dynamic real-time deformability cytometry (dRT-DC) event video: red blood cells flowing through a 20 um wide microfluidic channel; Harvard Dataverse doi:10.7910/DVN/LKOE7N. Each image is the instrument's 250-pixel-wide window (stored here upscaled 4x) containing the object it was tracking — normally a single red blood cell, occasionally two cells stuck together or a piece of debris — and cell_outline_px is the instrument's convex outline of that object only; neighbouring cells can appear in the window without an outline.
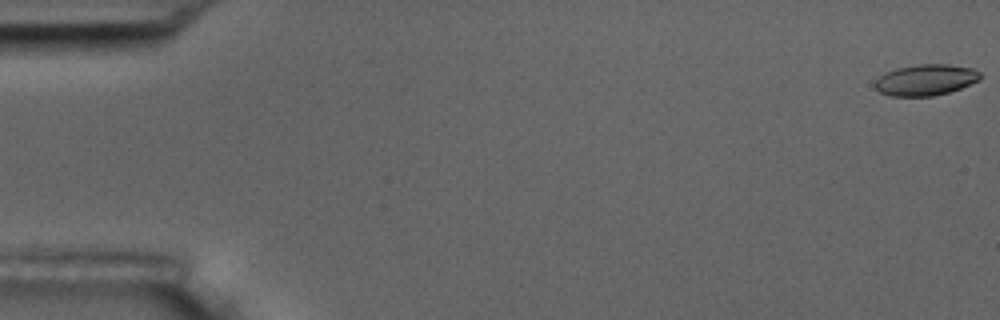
{"species": "common noctule bat (a hibernating species)", "species_latin": "Nyctalus noctula", "temperature_condition": "room temperature", "stored_images_in_passage": 5, "camera_frame_rate_fps": 3000, "um_per_image_px": 0.085, "animal": {"sex": "male", "body_mass_g": 17.5, "forearm_length_mm": 52.3}, "frame": {"image": 1, "passage_image": 1, "time_ms": 0.0, "image_size_px": [1000, 320], "cell_outline_px": [[984, 76], [980, 80], [960, 88], [948, 92], [932, 96], [888, 96], [880, 92], [876, 88], [876, 80], [884, 72], [896, 68], [920, 64], [948, 64], [972, 68], [980, 72]], "centroid_in_image_um": [78.71, 6.79], "position_along_channel_um": 6.3, "area_um2": 19.13}}
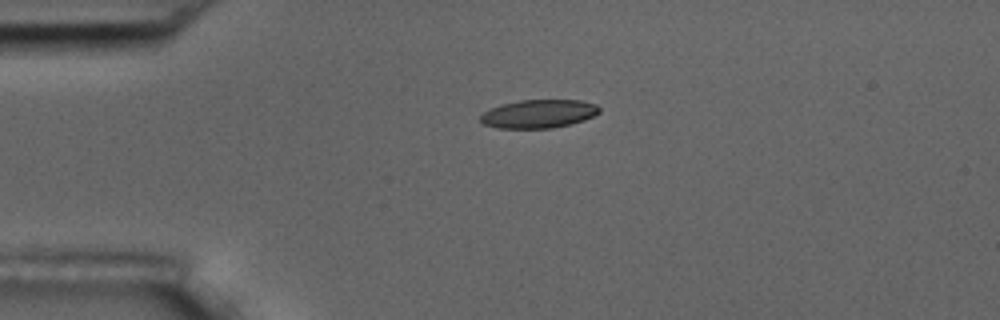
{"frame": {"image": 2, "passage_image": 4, "time_ms": 4.333, "image_size_px": [1000, 320], "cell_outline_px": [[600, 112], [584, 120], [552, 128], [496, 128], [484, 124], [480, 120], [480, 116], [484, 112], [500, 104], [520, 100], [580, 100], [596, 104], [600, 108]], "centroid_in_image_um": [45.78, 9.67], "position_along_channel_um": 39.2, "area_um2": 19.59}}